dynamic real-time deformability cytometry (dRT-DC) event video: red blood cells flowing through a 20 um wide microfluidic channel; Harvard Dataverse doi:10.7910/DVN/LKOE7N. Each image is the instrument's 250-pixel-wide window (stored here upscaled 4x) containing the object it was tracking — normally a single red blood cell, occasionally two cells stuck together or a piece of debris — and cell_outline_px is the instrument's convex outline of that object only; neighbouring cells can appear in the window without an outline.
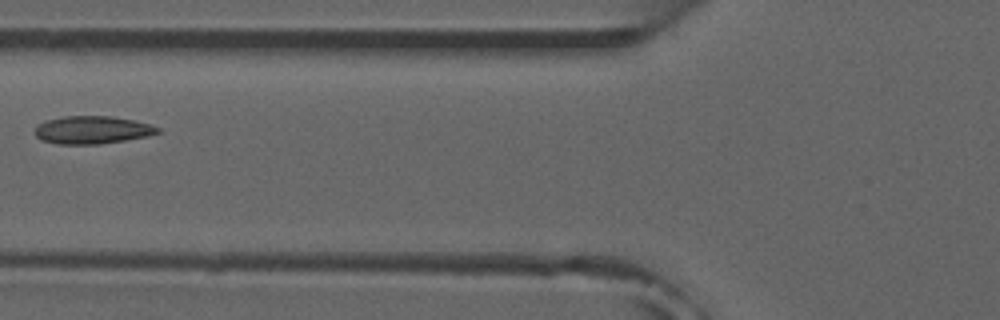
{"species": "common noctule bat (a hibernating species)", "species_latin": "Nyctalus noctula", "temperature_condition": "room temperature", "stored_images_in_passage": 6, "camera_frame_rate_fps": 3000, "um_per_image_px": 0.085, "animal": {"sex": "male", "forearm_length_mm": 52.5}, "frame": {"image": 1, "passage_image": 5, "time_ms": 5.333, "image_size_px": [1000, 320], "cell_outline_px": [[160, 132], [148, 136], [100, 144], [56, 144], [40, 140], [32, 132], [40, 124], [48, 120], [64, 116], [112, 116], [132, 120], [148, 124], [160, 128]], "centroid_in_image_um": [7.81, 11.05], "position_along_channel_um": 118.0, "area_um2": 19.83}}
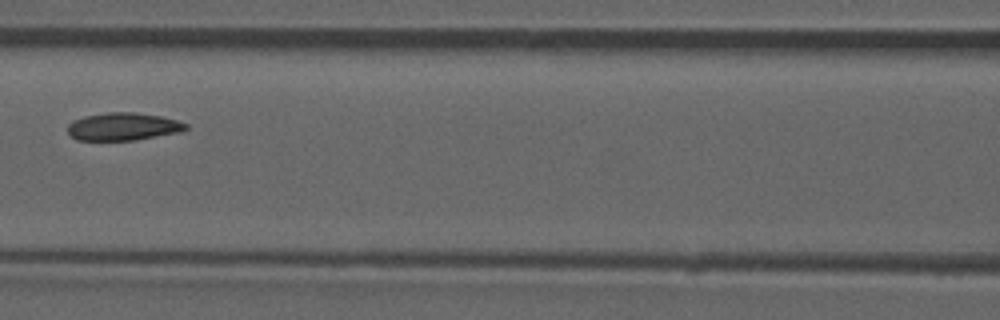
{"frame": {"image": 2, "passage_image": 6, "time_ms": 6.333, "image_size_px": [1000, 320], "cell_outline_px": [[188, 128], [180, 132], [132, 140], [76, 140], [68, 132], [68, 124], [72, 120], [84, 116], [108, 112], [136, 112], [160, 116], [176, 120], [188, 124]], "centroid_in_image_um": [10.44, 10.75], "position_along_channel_um": 156.2, "area_um2": 19.02}}